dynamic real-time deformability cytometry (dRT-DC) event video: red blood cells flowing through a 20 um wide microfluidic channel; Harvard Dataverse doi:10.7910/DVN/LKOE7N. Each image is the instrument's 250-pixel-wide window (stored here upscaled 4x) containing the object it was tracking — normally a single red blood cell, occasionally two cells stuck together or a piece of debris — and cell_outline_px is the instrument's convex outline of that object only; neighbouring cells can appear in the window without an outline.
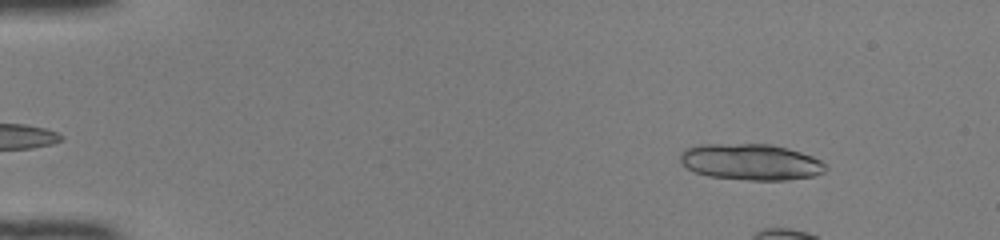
{"species": "common noctule bat (a hibernating species)", "species_latin": "Nyctalus noctula", "temperature_condition": "room temperature", "stored_images_in_passage": 8, "camera_frame_rate_fps": 3000, "um_per_image_px": 0.085, "animal": {"sex": "female", "body_mass_g": 22.0, "forearm_length_mm": 56.7}, "frame": {"image": 1, "passage_image": 1, "time_ms": 0.0, "image_size_px": [1000, 240], "cell_outline_px": [[828, 168], [824, 172], [812, 176], [788, 180], [748, 180], [708, 176], [696, 172], [688, 168], [680, 160], [680, 156], [684, 148], [700, 144], [772, 144], [788, 148], [812, 156], [820, 160]], "centroid_in_image_um": [63.82, 13.76], "position_along_channel_um": 21.2, "area_um2": 30.69}}